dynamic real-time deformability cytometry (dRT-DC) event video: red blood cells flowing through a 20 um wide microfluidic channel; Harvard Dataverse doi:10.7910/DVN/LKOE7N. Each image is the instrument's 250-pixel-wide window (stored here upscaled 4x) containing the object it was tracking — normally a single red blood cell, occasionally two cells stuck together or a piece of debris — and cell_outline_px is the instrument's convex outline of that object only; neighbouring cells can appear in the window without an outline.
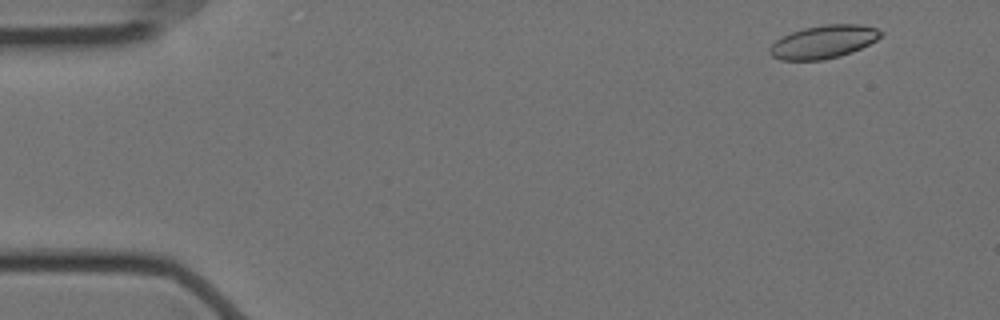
{"species": "Egyptian fruit bat (a non-hibernating species)", "species_latin": "Rousettus aegyptiacus", "temperature_condition": "cold", "stored_images_in_passage": 57, "camera_frame_rate_fps": 3000, "um_per_image_px": 0.085, "animal": {"sex": "female"}, "frame": {"image": 1, "passage_image": 4, "time_ms": 1.0, "image_size_px": [1000, 320], "cell_outline_px": [[884, 32], [876, 40], [852, 52], [840, 56], [824, 60], [780, 60], [772, 56], [768, 52], [768, 48], [776, 40], [792, 32], [804, 28], [824, 24], [856, 24], [876, 28]], "centroid_in_image_um": [69.98, 3.56], "position_along_channel_um": 15.0, "area_um2": 21.33}}
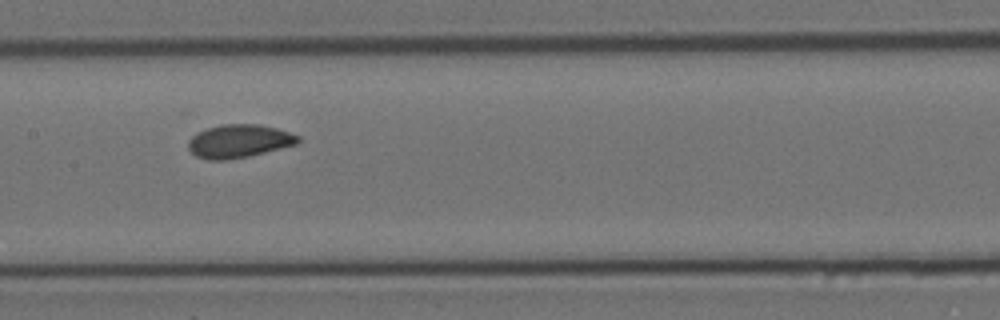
{"frame": {"image": 2, "passage_image": 28, "time_ms": 9.0, "image_size_px": [1000, 320], "cell_outline_px": [[300, 140], [296, 144], [248, 156], [228, 160], [208, 160], [196, 156], [188, 148], [188, 140], [192, 136], [208, 128], [220, 124], [256, 124], [276, 128], [300, 136]], "centroid_in_image_um": [20.29, 12.0], "position_along_channel_um": 187.1, "area_um2": 21.04}}
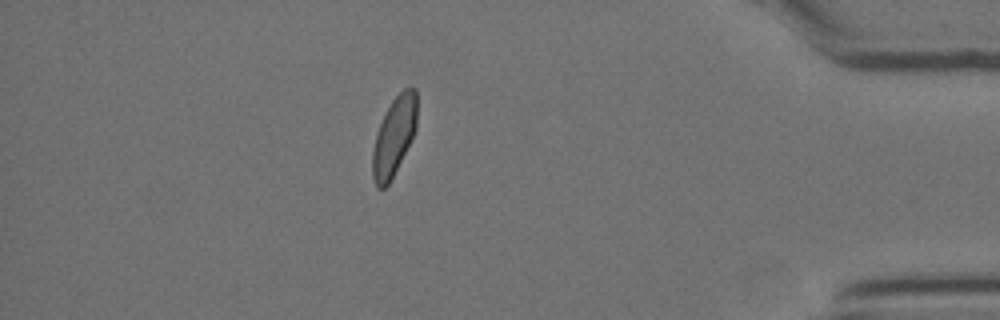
{"frame": {"image": 3, "passage_image": 50, "time_ms": 16.333, "image_size_px": [1000, 320], "cell_outline_px": [[416, 128], [388, 184], [384, 188], [376, 188], [372, 176], [372, 152], [376, 132], [392, 100], [404, 88], [416, 88]], "centroid_in_image_um": [33.46, 11.59], "position_along_channel_um": 401.7, "area_um2": 19.77}, "authors_computed_cell_mechanics": {"area_um2": 21.0392, "velocity_mm_per_s": 3.5044, "shape_relaxation_time_tau1_ms": 7.9523, "shape_relaxation_time_tau2_ms": null, "deformation_change_tau1": 0.1285, "deformation_change_tau2": null}}